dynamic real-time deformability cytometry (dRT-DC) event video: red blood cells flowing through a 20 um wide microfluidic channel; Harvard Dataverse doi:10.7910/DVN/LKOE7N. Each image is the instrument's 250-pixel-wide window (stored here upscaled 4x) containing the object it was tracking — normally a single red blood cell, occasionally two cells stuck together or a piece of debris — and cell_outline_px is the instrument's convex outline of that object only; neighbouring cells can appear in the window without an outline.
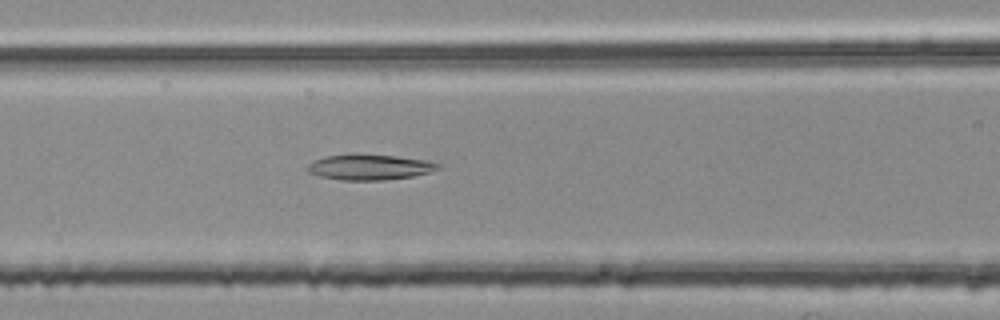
{"species": "common noctule bat (a hibernating species)", "species_latin": "Nyctalus noctula", "temperature_condition": "room temperature", "stored_images_in_passage": 54, "segment_of_instrument_passage": [2, 2], "camera_frame_rate_fps": 3000, "um_per_image_px": 0.085, "animal": {"sex": "female", "body_mass_g": 25.1}, "frame": {"image": 1, "passage_image": 23, "time_ms": 7.333, "image_size_px": [1000, 320], "cell_outline_px": [[440, 164], [436, 168], [428, 172], [412, 176], [384, 180], [340, 180], [320, 176], [308, 172], [308, 164], [324, 156], [396, 156], [424, 160]], "centroid_in_image_um": [31.39, 14.24], "position_along_channel_um": 135.2, "area_um2": 18.44}}
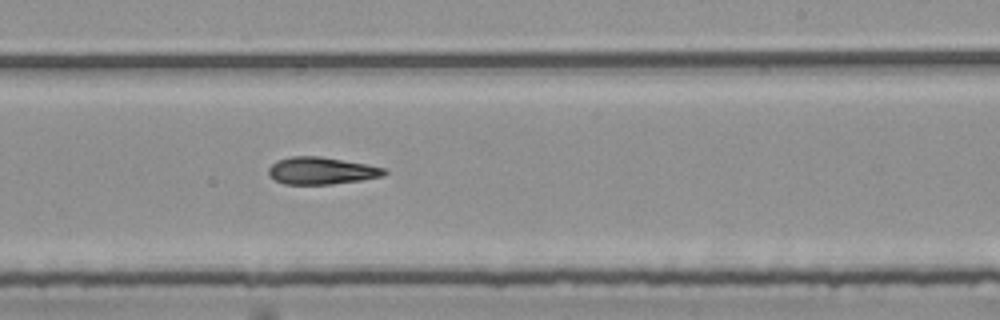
{"frame": {"image": 2, "passage_image": 33, "time_ms": 10.667, "image_size_px": [1000, 320], "cell_outline_px": [[388, 172], [384, 176], [360, 180], [332, 184], [284, 184], [276, 180], [268, 172], [268, 168], [276, 160], [292, 156], [320, 156], [364, 164], [384, 168]], "centroid_in_image_um": [27.31, 14.51], "position_along_channel_um": 261.7, "area_um2": 18.15}}
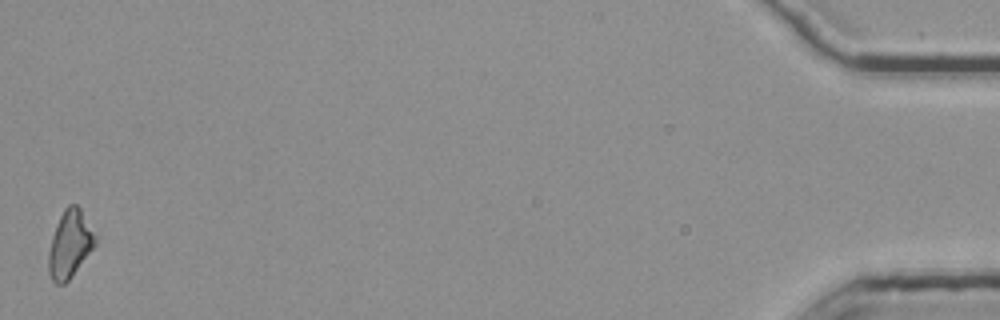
{"frame": {"image": 3, "passage_image": 54, "time_ms": 17.667, "image_size_px": [1000, 320], "cell_outline_px": [[96, 244], [68, 280], [64, 284], [56, 284], [52, 280], [48, 272], [48, 252], [52, 236], [56, 224], [64, 208], [68, 204], [76, 204], [80, 208], [96, 236]], "centroid_in_image_um": [5.91, 20.74], "position_along_channel_um": 429.3, "area_um2": 18.15}}